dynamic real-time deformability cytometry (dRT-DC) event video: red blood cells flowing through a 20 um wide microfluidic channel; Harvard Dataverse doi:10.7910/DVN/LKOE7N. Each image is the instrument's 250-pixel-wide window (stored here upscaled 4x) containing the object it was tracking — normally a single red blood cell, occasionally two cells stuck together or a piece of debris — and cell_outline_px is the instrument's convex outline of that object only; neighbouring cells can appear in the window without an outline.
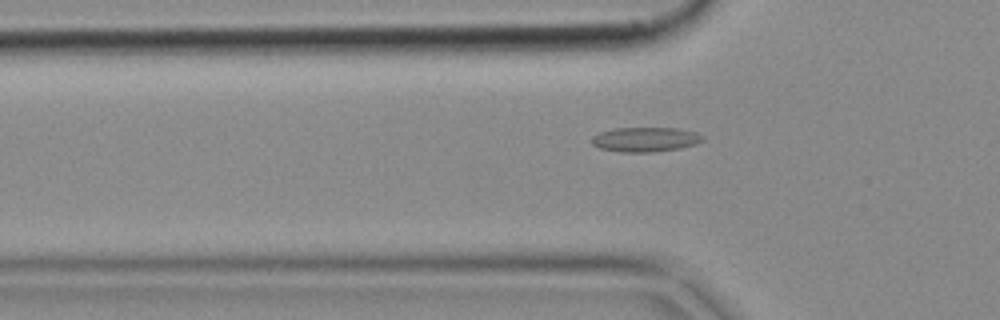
{"species": "common noctule bat (a hibernating species)", "species_latin": "Nyctalus noctula", "temperature_condition": "cold", "stored_images_in_passage": 46, "camera_frame_rate_fps": 3000, "um_per_image_px": 0.085, "animal": {"sex": "female", "body_mass_g": 18.4}, "frame": {"image": 1, "passage_image": 16, "time_ms": 5.0, "image_size_px": [1000, 320], "cell_outline_px": [[704, 140], [696, 144], [680, 148], [652, 152], [624, 152], [600, 148], [592, 144], [592, 136], [600, 132], [616, 128], [676, 128], [696, 132], [704, 136]], "centroid_in_image_um": [54.88, 11.85], "position_along_channel_um": 70.9, "area_um2": 15.84}}
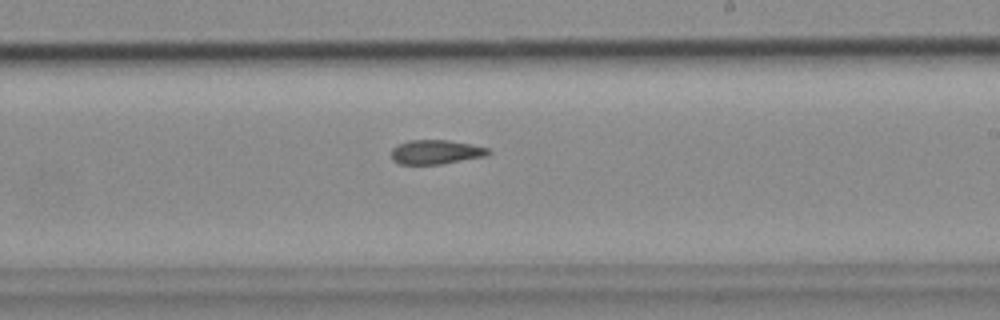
{"frame": {"image": 2, "passage_image": 30, "time_ms": 9.667, "image_size_px": [1000, 320], "cell_outline_px": [[492, 152], [484, 156], [440, 164], [400, 164], [392, 160], [392, 148], [396, 144], [408, 140], [448, 140], [472, 144], [488, 148]], "centroid_in_image_um": [37.02, 12.91], "position_along_channel_um": 252.0, "area_um2": 13.7}}
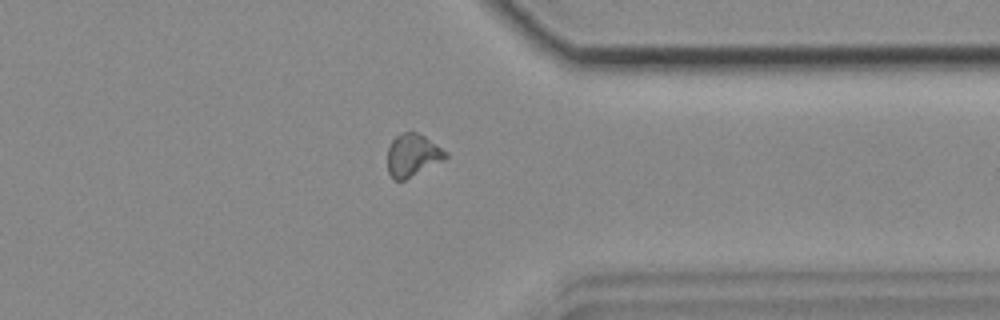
{"frame": {"image": 3, "passage_image": 40, "time_ms": 13.0, "image_size_px": [1000, 320], "cell_outline_px": [[448, 156], [444, 160], [404, 180], [396, 180], [388, 172], [388, 148], [392, 140], [396, 136], [404, 132], [416, 132], [424, 136], [448, 152]], "centroid_in_image_um": [35.08, 13.18], "position_along_channel_um": 376.3, "area_um2": 14.22}}